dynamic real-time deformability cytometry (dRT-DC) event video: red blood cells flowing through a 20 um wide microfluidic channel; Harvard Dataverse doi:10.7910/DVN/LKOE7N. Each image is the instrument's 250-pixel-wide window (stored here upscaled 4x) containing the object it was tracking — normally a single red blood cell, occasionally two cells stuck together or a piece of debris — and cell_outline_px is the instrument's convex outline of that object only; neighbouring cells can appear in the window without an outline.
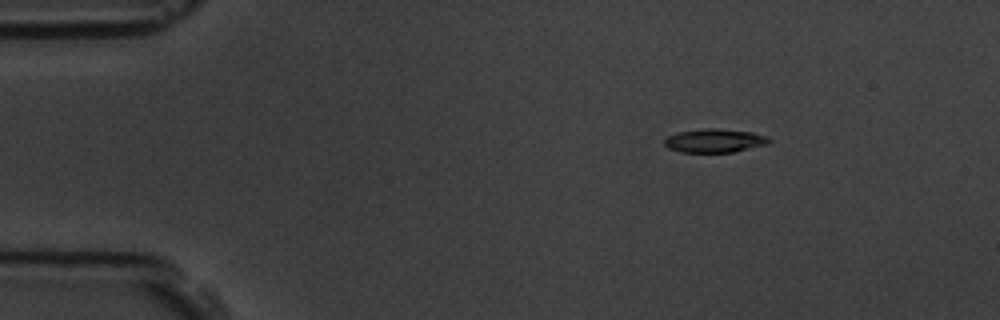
{"species": "common noctule bat (a hibernating species)", "species_latin": "Nyctalus noctula", "temperature_condition": "room temperature", "stored_images_in_passage": 5, "camera_frame_rate_fps": 3000, "um_per_image_px": 0.085, "animal": {"sex": "male", "body_mass_g": 19.5, "forearm_length_mm": 54.6}, "frame": {"image": 1, "passage_image": 2, "time_ms": 1.0, "image_size_px": [1000, 320], "cell_outline_px": [[772, 140], [768, 144], [732, 152], [680, 152], [668, 148], [664, 144], [664, 140], [668, 136], [676, 132], [704, 128], [716, 128], [752, 132], [768, 136]], "centroid_in_image_um": [60.74, 11.95], "position_along_channel_um": 24.3, "area_um2": 14.51}}
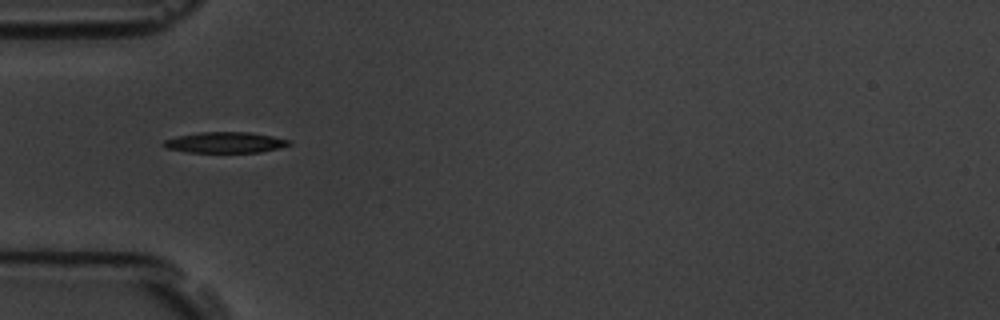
{"frame": {"image": 2, "passage_image": 4, "time_ms": 4.0, "image_size_px": [1000, 320], "cell_outline_px": [[292, 144], [280, 148], [260, 152], [188, 152], [164, 148], [160, 144], [164, 140], [176, 136], [200, 132], [248, 132], [272, 136], [292, 140]], "centroid_in_image_um": [19.12, 12.11], "position_along_channel_um": 65.9, "area_um2": 15.37}}
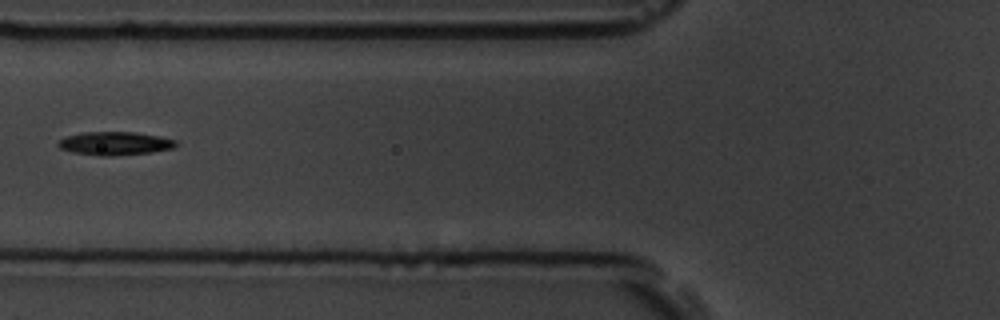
{"frame": {"image": 3, "passage_image": 5, "time_ms": 5.333, "image_size_px": [1000, 320], "cell_outline_px": [[176, 144], [172, 148], [152, 152], [112, 156], [96, 156], [72, 152], [60, 148], [56, 144], [64, 136], [84, 132], [136, 132], [160, 136], [176, 140]], "centroid_in_image_um": [9.73, 12.19], "position_along_channel_um": 116.1, "area_um2": 16.13}}